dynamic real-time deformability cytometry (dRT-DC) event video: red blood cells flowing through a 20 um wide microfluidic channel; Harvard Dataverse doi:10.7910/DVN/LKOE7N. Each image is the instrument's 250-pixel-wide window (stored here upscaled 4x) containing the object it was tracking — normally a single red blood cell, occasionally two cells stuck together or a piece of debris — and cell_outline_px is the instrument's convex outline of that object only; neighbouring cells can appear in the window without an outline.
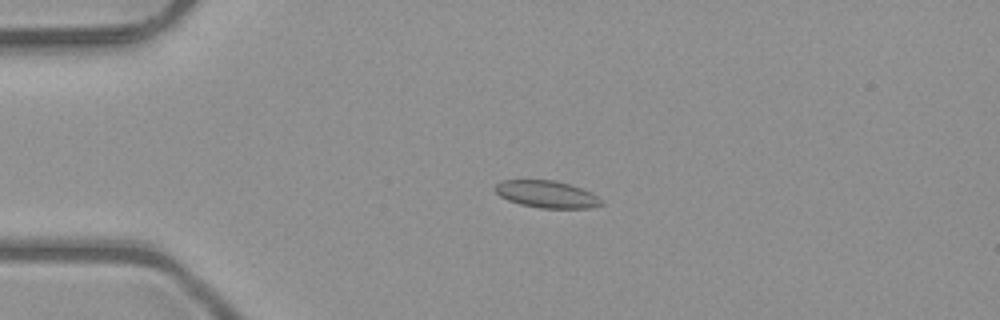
{"species": "common noctule bat (a hibernating species)", "species_latin": "Nyctalus noctula", "temperature_condition": "room temperature", "stored_images_in_passage": 52, "camera_frame_rate_fps": 3000, "um_per_image_px": 0.085, "animal": {"sex": "male", "body_mass_g": 23.1, "forearm_length_mm": 52.7}, "frame": {"image": 1, "passage_image": 13, "time_ms": 4.0, "image_size_px": [1000, 320], "cell_outline_px": [[604, 204], [588, 208], [540, 208], [520, 204], [508, 200], [500, 196], [492, 188], [500, 180], [556, 180], [592, 192], [604, 200]], "centroid_in_image_um": [46.47, 16.51], "position_along_channel_um": 38.5, "area_um2": 16.94}}
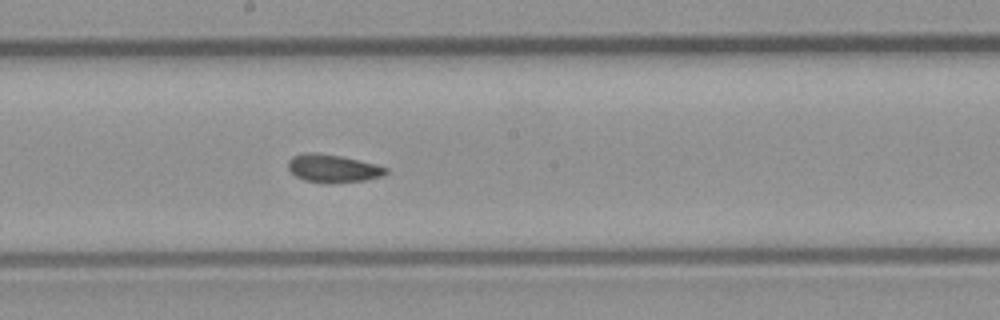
{"frame": {"image": 2, "passage_image": 29, "time_ms": 9.333, "image_size_px": [1000, 320], "cell_outline_px": [[388, 172], [384, 176], [368, 180], [332, 184], [324, 184], [304, 180], [296, 176], [288, 168], [288, 160], [292, 156], [304, 152], [316, 152], [340, 156], [376, 164], [388, 168]], "centroid_in_image_um": [28.31, 14.33], "position_along_channel_um": 219.9, "area_um2": 16.3}}
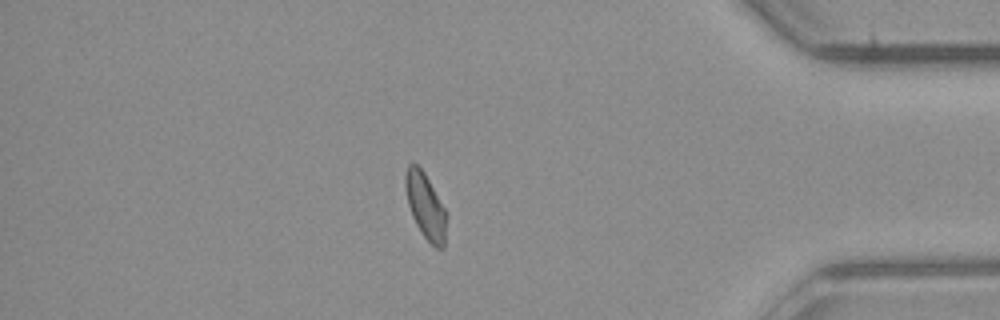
{"frame": {"image": 3, "passage_image": 45, "time_ms": 14.667, "image_size_px": [1000, 320], "cell_outline_px": [[448, 212], [444, 248], [436, 248], [424, 236], [416, 224], [412, 216], [408, 204], [404, 184], [404, 176], [408, 164], [416, 164], [424, 172]], "centroid_in_image_um": [36.19, 17.51], "position_along_channel_um": 399.0, "area_um2": 15.9}, "authors_computed_cell_mechanics": {"area_um2": 16.1262, "velocity_mm_per_s": 4.0327, "shape_relaxation_time_tau1_ms": null, "shape_relaxation_time_tau2_ms": 2.2401, "deformation_change_tau1": null, "deformation_change_tau2": 0.0505}}